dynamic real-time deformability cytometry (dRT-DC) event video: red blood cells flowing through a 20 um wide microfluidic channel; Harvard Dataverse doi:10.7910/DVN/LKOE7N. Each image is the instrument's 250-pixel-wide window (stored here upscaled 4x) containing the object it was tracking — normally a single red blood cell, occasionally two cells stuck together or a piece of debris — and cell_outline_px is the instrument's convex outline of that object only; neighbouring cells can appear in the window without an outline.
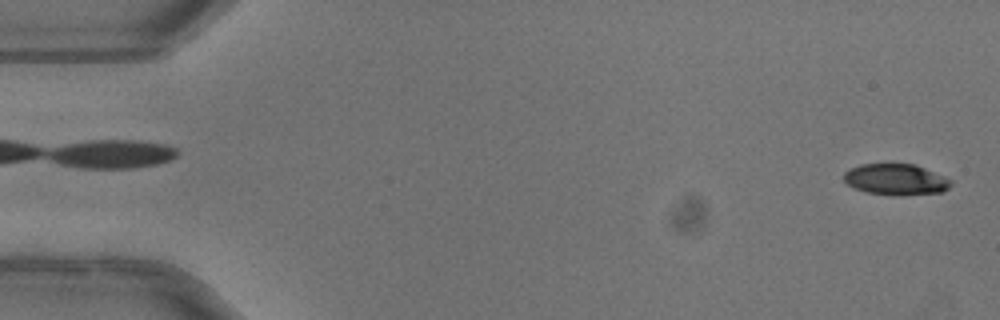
{"species": "common noctule bat (a hibernating species)", "species_latin": "Nyctalus noctula", "temperature_condition": "warm", "stored_images_in_passage": 51, "camera_frame_rate_fps": 3000, "um_per_image_px": 0.085, "animal": {"sex": "female"}, "frame": {"image": 1, "passage_image": 1, "time_ms": 0.0, "image_size_px": [1000, 320], "cell_outline_px": [[952, 184], [944, 192], [864, 192], [848, 184], [844, 180], [844, 172], [860, 164], [888, 160], [916, 164], [944, 176], [952, 180]], "centroid_in_image_um": [76.12, 15.13], "position_along_channel_um": 8.9, "area_um2": 19.19}}
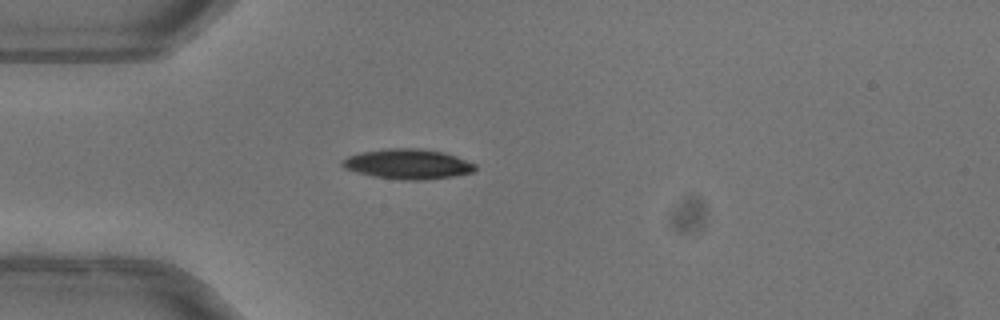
{"frame": {"image": 2, "passage_image": 14, "time_ms": 4.333, "image_size_px": [1000, 320], "cell_outline_px": [[476, 168], [472, 172], [452, 176], [424, 180], [404, 180], [372, 176], [356, 172], [344, 168], [340, 164], [340, 160], [348, 156], [360, 152], [388, 148], [420, 148], [444, 152], [456, 156], [476, 164]], "centroid_in_image_um": [34.63, 13.93], "position_along_channel_um": 50.4, "area_um2": 23.35}}
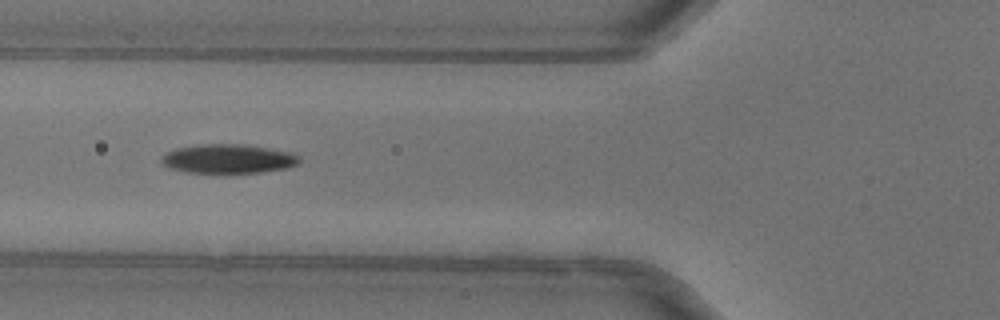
{"frame": {"image": 3, "passage_image": 19, "time_ms": 6.0, "image_size_px": [1000, 320], "cell_outline_px": [[300, 160], [296, 164], [284, 168], [260, 172], [184, 172], [168, 168], [160, 164], [160, 156], [176, 148], [200, 144], [240, 144], [288, 152], [300, 156]], "centroid_in_image_um": [19.29, 13.49], "position_along_channel_um": 106.5, "area_um2": 23.06}, "authors_computed_cell_mechanics": {"area_um2": 22.7154, "velocity_mm_per_s": 4.0544, "shape_relaxation_time_tau1_ms": 4.099, "shape_relaxation_time_tau2_ms": 3.6836, "deformation_change_tau1": 0.1796, "deformation_change_tau2": 0.0948}}